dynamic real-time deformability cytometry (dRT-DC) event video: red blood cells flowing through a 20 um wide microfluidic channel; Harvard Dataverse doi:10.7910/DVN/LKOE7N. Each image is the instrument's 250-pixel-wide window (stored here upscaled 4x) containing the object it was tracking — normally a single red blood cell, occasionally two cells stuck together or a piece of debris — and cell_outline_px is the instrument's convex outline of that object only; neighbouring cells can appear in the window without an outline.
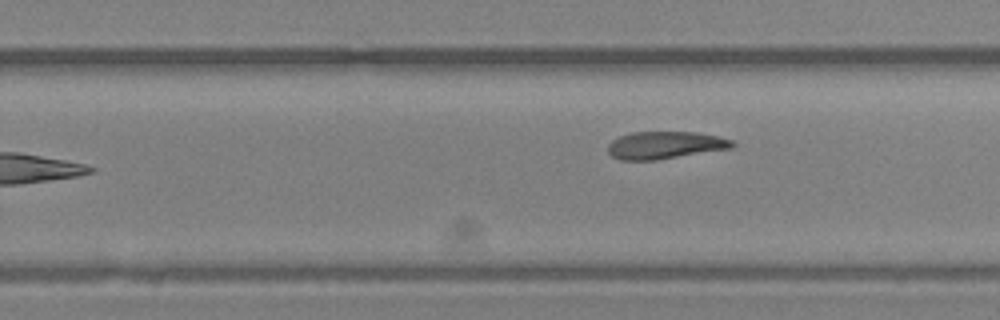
{"species": "Egyptian fruit bat (a non-hibernating species)", "species_latin": "Rousettus aegyptiacus", "temperature_condition": "room temperature", "stored_images_in_passage": 16, "camera_frame_rate_fps": 3000, "um_per_image_px": 0.085, "animal": {"sex": "female"}, "frame": {"image": 1, "passage_image": 16, "time_ms": 5.0, "image_size_px": [1000, 320], "cell_outline_px": [[736, 144], [732, 148], [656, 160], [620, 160], [612, 156], [608, 152], [608, 144], [612, 140], [620, 136], [632, 132], [696, 132], [720, 136], [732, 140]], "centroid_in_image_um": [56.54, 12.33], "position_along_channel_um": 273.3, "area_um2": 19.94}}